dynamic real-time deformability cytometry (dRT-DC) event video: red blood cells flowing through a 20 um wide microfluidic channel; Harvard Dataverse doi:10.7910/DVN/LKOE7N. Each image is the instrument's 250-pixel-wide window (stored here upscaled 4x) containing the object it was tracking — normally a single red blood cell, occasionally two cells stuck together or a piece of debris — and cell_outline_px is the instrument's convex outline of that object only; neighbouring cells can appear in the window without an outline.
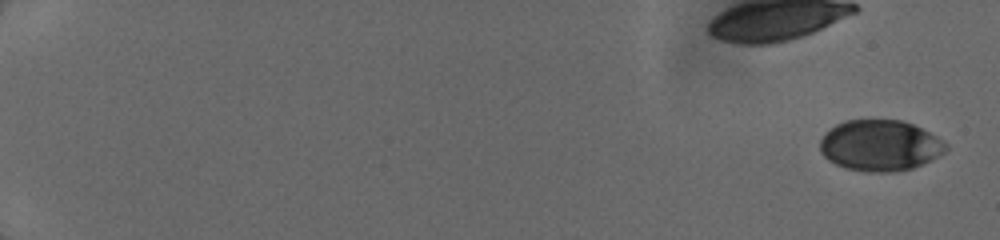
{"species": "human", "species_latin": "Homo sapiens", "temperature_condition": "cold", "stored_images_in_passage": 27, "camera_frame_rate_fps": 3000, "um_per_image_px": 0.085, "donor": {"sex": "female"}, "frame": {"image": 1, "passage_image": 1, "time_ms": 0.0, "image_size_px": [1000, 240], "cell_outline_px": [[948, 148], [944, 152], [912, 168], [892, 172], [872, 172], [848, 168], [836, 164], [828, 160], [820, 152], [820, 140], [836, 124], [844, 120], [900, 120], [912, 124], [936, 136], [948, 144]], "centroid_in_image_um": [74.79, 12.36], "position_along_channel_um": 10.2, "area_um2": 36.88}}
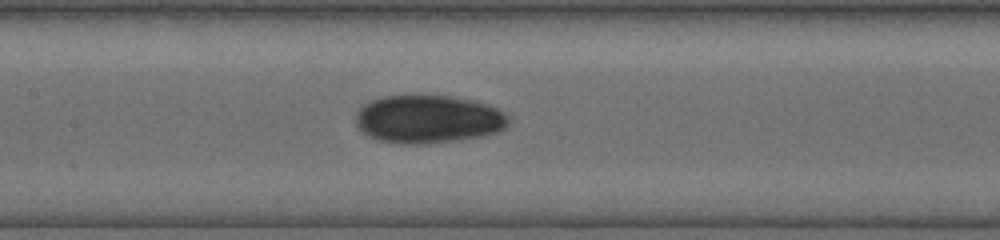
{"frame": {"image": 2, "passage_image": 20, "time_ms": 9.0, "image_size_px": [1000, 240], "cell_outline_px": [[508, 124], [504, 128], [496, 132], [480, 136], [456, 140], [424, 144], [400, 144], [380, 140], [368, 136], [356, 124], [356, 112], [364, 104], [372, 100], [384, 96], [420, 92], [452, 96], [484, 104], [496, 108], [504, 112], [508, 116]], "centroid_in_image_um": [36.35, 10.09], "position_along_channel_um": 171.0, "area_um2": 43.35}}
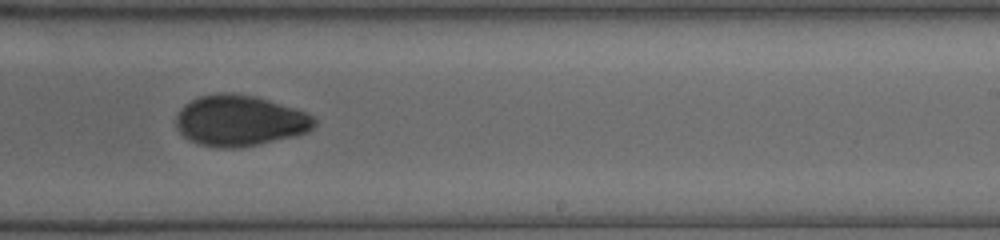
{"frame": {"image": 3, "passage_image": 25, "time_ms": 11.333, "image_size_px": [1000, 240], "cell_outline_px": [[316, 124], [308, 132], [296, 136], [240, 148], [220, 148], [196, 144], [184, 136], [176, 128], [176, 116], [180, 108], [184, 104], [200, 96], [224, 92], [232, 92], [256, 96], [296, 108], [308, 112], [316, 120]], "centroid_in_image_um": [20.39, 10.26], "position_along_channel_um": 268.6, "area_um2": 41.44}}